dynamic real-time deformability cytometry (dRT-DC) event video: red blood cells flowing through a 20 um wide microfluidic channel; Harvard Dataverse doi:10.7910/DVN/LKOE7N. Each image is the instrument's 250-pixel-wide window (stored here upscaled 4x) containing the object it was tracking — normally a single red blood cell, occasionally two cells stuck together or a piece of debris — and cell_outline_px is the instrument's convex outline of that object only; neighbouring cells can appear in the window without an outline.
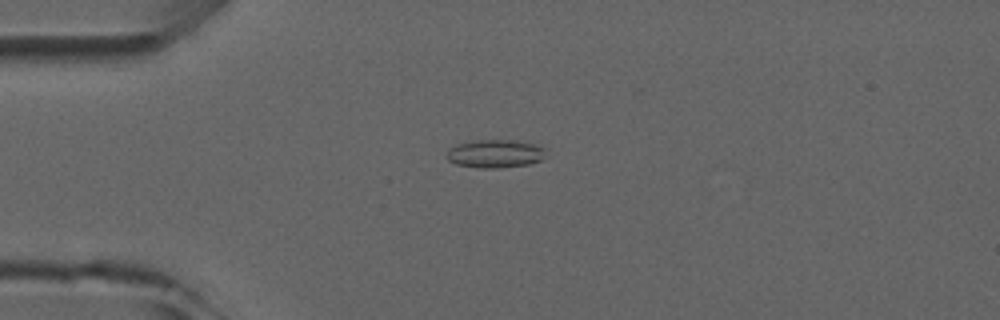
{"species": "common noctule bat (a hibernating species)", "species_latin": "Nyctalus noctula", "temperature_condition": "room temperature", "stored_images_in_passage": 4, "camera_frame_rate_fps": 3000, "um_per_image_px": 0.085, "animal": {"sex": "male", "forearm_length_mm": 52.5}, "frame": {"image": 1, "passage_image": 2, "time_ms": 1.0, "image_size_px": [1000, 320], "cell_outline_px": [[544, 148], [540, 160], [528, 164], [500, 168], [480, 168], [456, 164], [448, 160], [444, 156], [448, 148], [456, 144], [472, 140], [516, 140], [536, 144]], "centroid_in_image_um": [42.0, 13.05], "position_along_channel_um": 43.0, "area_um2": 16.36}}
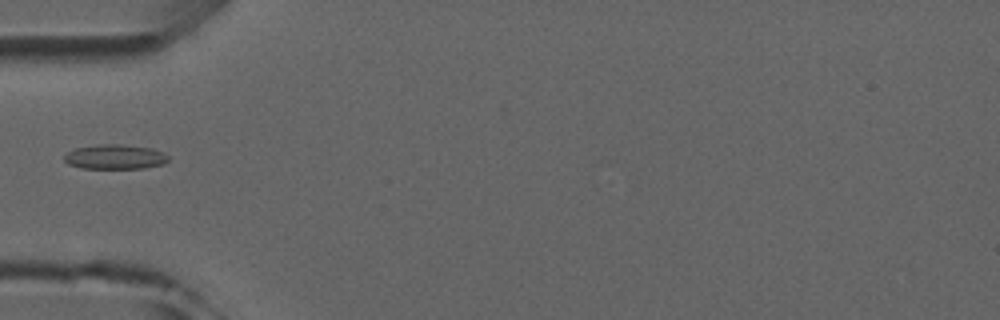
{"frame": {"image": 2, "passage_image": 3, "time_ms": 2.333, "image_size_px": [1000, 320], "cell_outline_px": [[168, 160], [164, 164], [144, 168], [80, 168], [68, 164], [64, 160], [64, 156], [68, 152], [76, 148], [100, 144], [120, 144], [152, 148], [168, 156]], "centroid_in_image_um": [9.76, 13.33], "position_along_channel_um": 75.2, "area_um2": 14.85}}
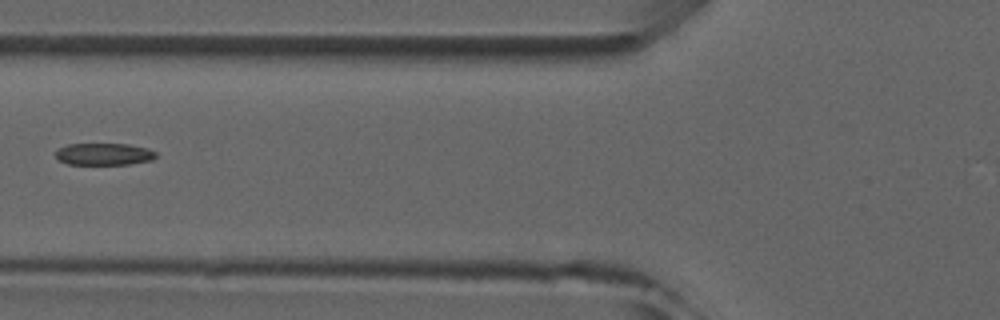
{"frame": {"image": 3, "passage_image": 4, "time_ms": 3.333, "image_size_px": [1000, 320], "cell_outline_px": [[156, 156], [152, 160], [128, 164], [68, 164], [60, 160], [56, 156], [56, 148], [68, 144], [128, 144], [148, 148], [156, 152]], "centroid_in_image_um": [8.83, 13.09], "position_along_channel_um": 117.0, "area_um2": 12.83}}